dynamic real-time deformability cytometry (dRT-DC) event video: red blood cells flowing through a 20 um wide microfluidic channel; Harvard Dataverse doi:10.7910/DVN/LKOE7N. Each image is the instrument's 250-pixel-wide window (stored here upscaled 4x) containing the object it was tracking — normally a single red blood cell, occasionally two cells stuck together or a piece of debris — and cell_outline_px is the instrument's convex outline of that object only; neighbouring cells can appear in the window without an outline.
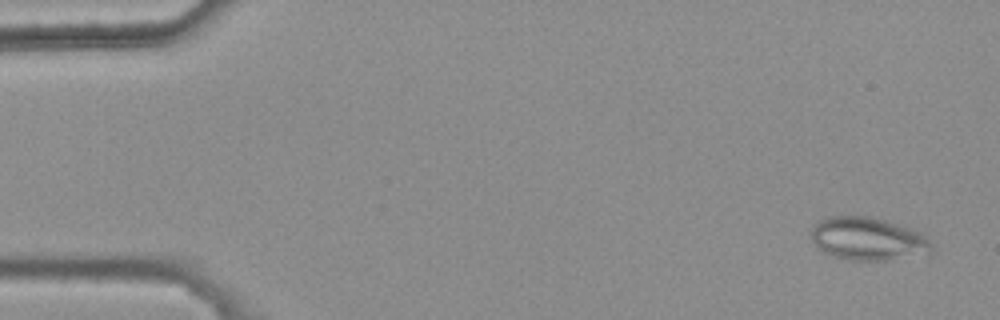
{"species": "common noctule bat (a hibernating species)", "species_latin": "Nyctalus noctula", "temperature_condition": "warm", "stored_images_in_passage": 4, "camera_frame_rate_fps": 3000, "um_per_image_px": 0.085, "animal": {"sex": "female", "body_mass_g": 25.1}, "frame": {"image": 1, "passage_image": 1, "time_ms": 0.0, "image_size_px": [1000, 320], "cell_outline_px": [[932, 252], [884, 260], [848, 260], [824, 252], [812, 240], [812, 224], [824, 216], [868, 216], [884, 220], [920, 232], [932, 244]], "centroid_in_image_um": [73.72, 20.28], "position_along_channel_um": 11.3, "area_um2": 29.77}}